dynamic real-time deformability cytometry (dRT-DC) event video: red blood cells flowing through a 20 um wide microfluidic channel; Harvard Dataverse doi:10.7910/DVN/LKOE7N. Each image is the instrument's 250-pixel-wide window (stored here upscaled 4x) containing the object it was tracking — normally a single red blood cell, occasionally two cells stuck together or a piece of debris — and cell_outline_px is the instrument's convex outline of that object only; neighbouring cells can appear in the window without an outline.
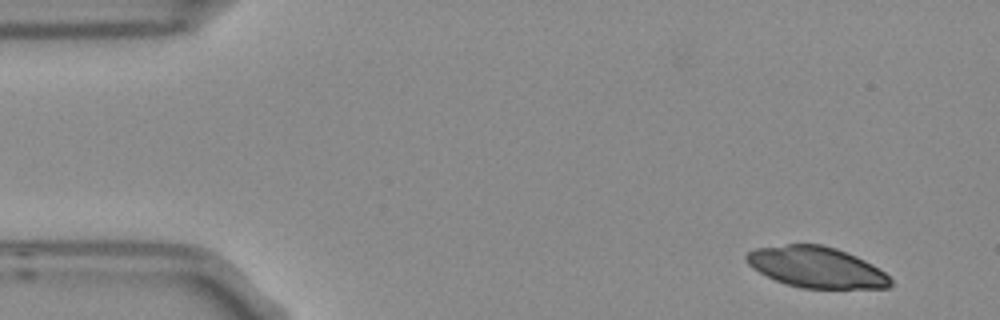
{"species": "Egyptian fruit bat (a non-hibernating species)", "species_latin": "Rousettus aegyptiacus", "temperature_condition": "room temperature", "stored_images_in_passage": 4, "camera_frame_rate_fps": 3000, "um_per_image_px": 0.085, "frame": {"image": 1, "passage_image": 1, "time_ms": 0.0, "image_size_px": [1000, 320], "cell_outline_px": [[892, 284], [888, 288], [800, 288], [784, 284], [752, 268], [748, 264], [744, 256], [748, 252], [756, 248], [788, 244], [820, 244], [836, 248], [856, 256], [872, 264], [884, 272], [892, 280]], "centroid_in_image_um": [69.38, 22.71], "position_along_channel_um": 15.6, "area_um2": 34.28}}